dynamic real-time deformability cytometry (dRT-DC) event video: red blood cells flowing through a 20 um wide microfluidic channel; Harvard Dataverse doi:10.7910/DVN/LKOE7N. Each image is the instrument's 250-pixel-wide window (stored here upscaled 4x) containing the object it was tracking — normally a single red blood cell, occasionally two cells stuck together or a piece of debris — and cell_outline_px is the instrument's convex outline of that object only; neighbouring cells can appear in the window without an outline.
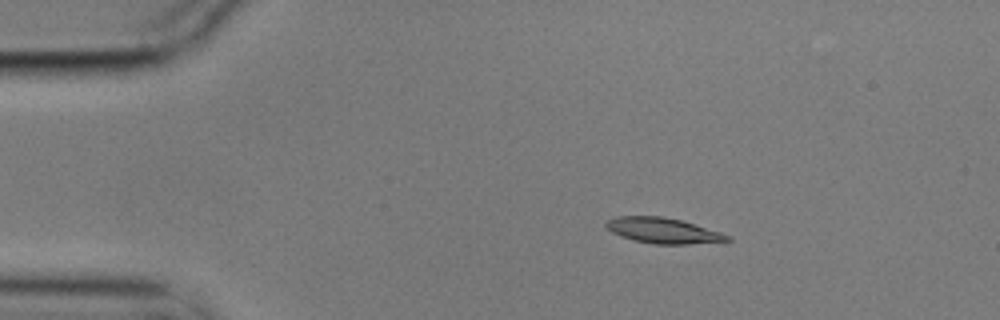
{"species": "common noctule bat (a hibernating species)", "species_latin": "Nyctalus noctula", "temperature_condition": "cold", "stored_images_in_passage": 6, "camera_frame_rate_fps": 3000, "um_per_image_px": 0.085, "animal": {"sex": "male", "body_mass_g": 17.9}, "frame": {"image": 1, "passage_image": 3, "time_ms": 0.667, "image_size_px": [1000, 320], "cell_outline_px": [[732, 240], [688, 244], [656, 244], [632, 240], [620, 236], [612, 232], [604, 224], [608, 220], [616, 216], [660, 216], [680, 220], [720, 232], [732, 236]], "centroid_in_image_um": [56.34, 19.6], "position_along_channel_um": 28.7, "area_um2": 17.86}}